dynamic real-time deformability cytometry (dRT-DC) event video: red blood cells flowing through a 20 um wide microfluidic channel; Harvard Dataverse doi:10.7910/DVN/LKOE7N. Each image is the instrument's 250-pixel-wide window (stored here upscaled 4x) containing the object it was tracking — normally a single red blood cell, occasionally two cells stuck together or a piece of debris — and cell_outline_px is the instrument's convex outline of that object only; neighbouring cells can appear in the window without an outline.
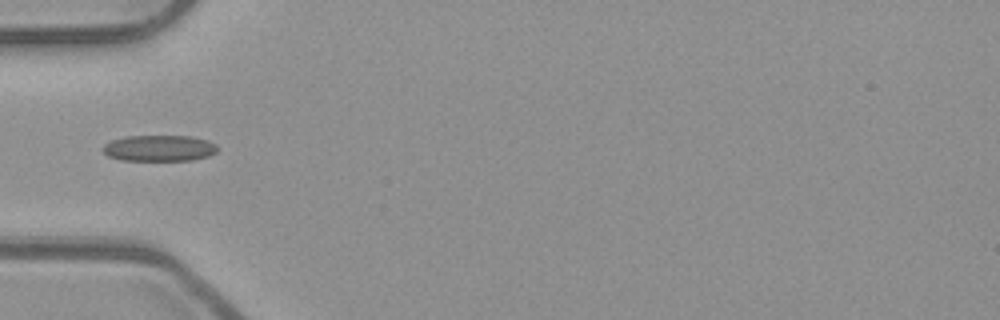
{"species": "common noctule bat (a hibernating species)", "species_latin": "Nyctalus noctula", "temperature_condition": "room temperature", "stored_images_in_passage": 36, "camera_frame_rate_fps": 3000, "um_per_image_px": 0.085, "animal": {"sex": "male", "body_mass_g": 23.1, "forearm_length_mm": 52.7}, "frame": {"image": 1, "passage_image": 1, "time_ms": 0.0, "image_size_px": [1000, 320], "cell_outline_px": [[216, 152], [208, 156], [192, 160], [120, 160], [108, 156], [100, 148], [104, 144], [112, 140], [128, 136], [192, 136], [208, 140], [216, 144]], "centroid_in_image_um": [13.52, 12.59], "position_along_channel_um": 71.5, "area_um2": 17.46}}
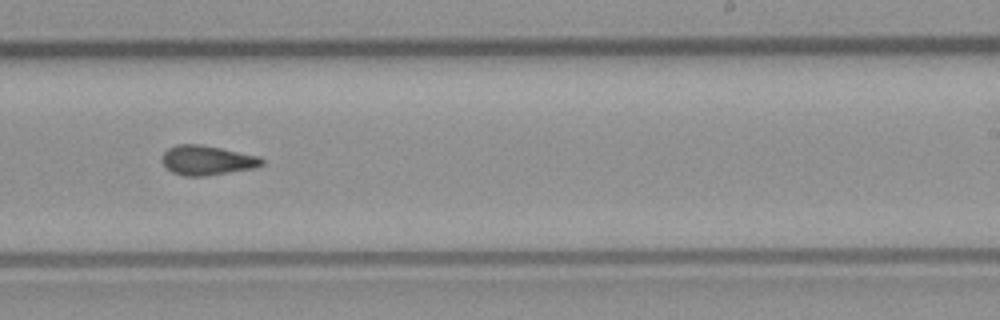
{"frame": {"image": 2, "passage_image": 16, "time_ms": 5.0, "image_size_px": [1000, 320], "cell_outline_px": [[264, 164], [256, 168], [204, 176], [184, 176], [172, 172], [160, 160], [160, 156], [168, 148], [176, 144], [200, 144], [260, 156], [264, 160]], "centroid_in_image_um": [17.6, 13.62], "position_along_channel_um": 271.4, "area_um2": 17.34}}
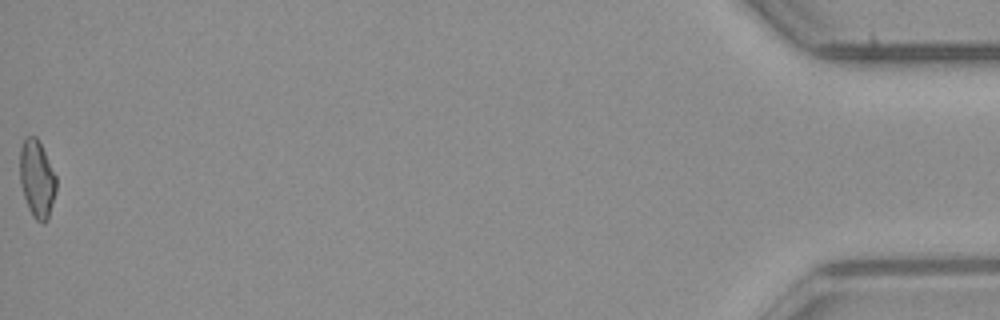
{"frame": {"image": 3, "passage_image": 36, "time_ms": 11.667, "image_size_px": [1000, 320], "cell_outline_px": [[56, 192], [48, 220], [44, 224], [40, 224], [32, 216], [28, 208], [20, 184], [20, 148], [24, 140], [28, 136], [36, 136], [56, 176]], "centroid_in_image_um": [3.14, 15.27], "position_along_channel_um": 432.1, "area_um2": 16.42}, "authors_computed_cell_mechanics": {"area_um2": 16.7042, "velocity_mm_per_s": 3.976, "shape_relaxation_time_tau1_ms": null, "shape_relaxation_time_tau2_ms": 3.1899, "deformation_change_tau1": null, "deformation_change_tau2": 0.1032}}